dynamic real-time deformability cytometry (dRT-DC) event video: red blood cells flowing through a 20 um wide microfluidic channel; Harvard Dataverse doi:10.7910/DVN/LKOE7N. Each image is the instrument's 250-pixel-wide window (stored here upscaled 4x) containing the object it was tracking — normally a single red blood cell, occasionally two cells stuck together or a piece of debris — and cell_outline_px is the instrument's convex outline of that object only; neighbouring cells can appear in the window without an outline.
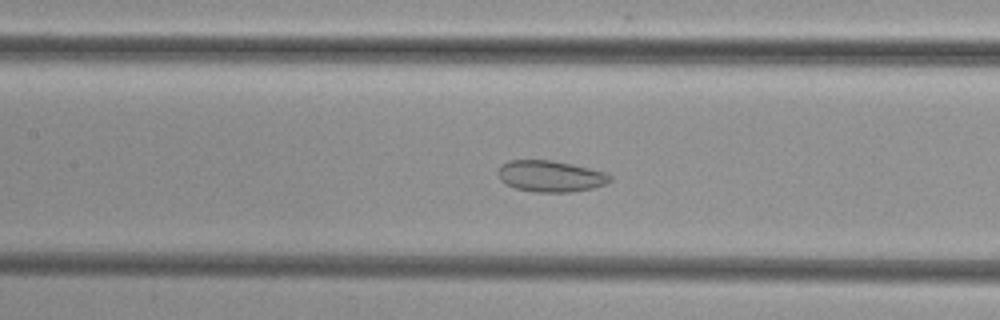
{"species": "common noctule bat (a hibernating species)", "species_latin": "Nyctalus noctula", "temperature_condition": "cold", "stored_images_in_passage": 44, "camera_frame_rate_fps": 3000, "um_per_image_px": 0.085, "animal": {"sex": "female", "body_mass_g": 29.2, "forearm_length_mm": 56.3}, "frame": {"image": 1, "passage_image": 16, "time_ms": 5.0, "image_size_px": [1000, 320], "cell_outline_px": [[612, 180], [604, 184], [592, 188], [572, 192], [532, 192], [516, 188], [504, 184], [500, 180], [496, 172], [500, 164], [508, 160], [552, 160], [572, 164], [604, 172], [612, 176]], "centroid_in_image_um": [46.73, 14.97], "position_along_channel_um": 160.7, "area_um2": 20.63}}
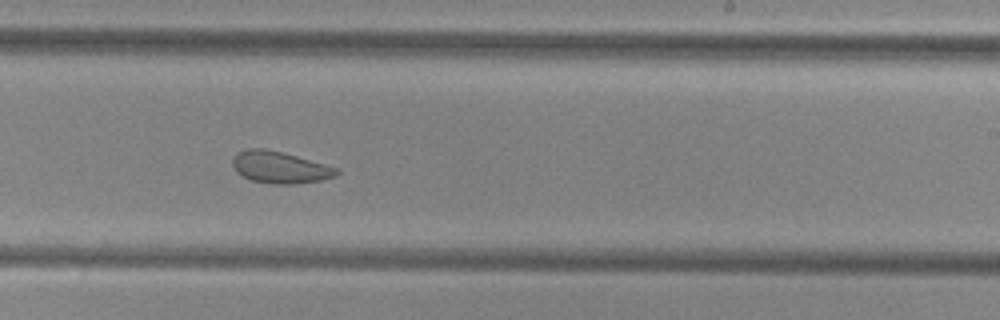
{"frame": {"image": 2, "passage_image": 24, "time_ms": 7.667, "image_size_px": [1000, 320], "cell_outline_px": [[340, 172], [336, 176], [320, 180], [296, 184], [272, 184], [252, 180], [236, 172], [232, 164], [232, 160], [240, 152], [248, 148], [264, 148], [296, 156], [340, 168]], "centroid_in_image_um": [23.83, 14.23], "position_along_channel_um": 265.2, "area_um2": 19.13}}
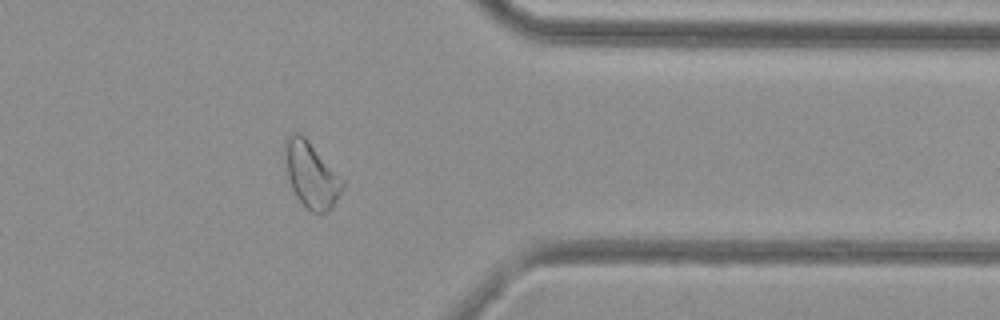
{"frame": {"image": 3, "passage_image": 34, "time_ms": 11.0, "image_size_px": [1000, 320], "cell_outline_px": [[344, 188], [332, 208], [324, 212], [312, 212], [296, 196], [292, 188], [288, 176], [284, 156], [284, 144], [288, 136], [292, 132], [300, 132], [308, 140], [344, 180]], "centroid_in_image_um": [26.46, 14.83], "position_along_channel_um": 384.9, "area_um2": 21.85}}